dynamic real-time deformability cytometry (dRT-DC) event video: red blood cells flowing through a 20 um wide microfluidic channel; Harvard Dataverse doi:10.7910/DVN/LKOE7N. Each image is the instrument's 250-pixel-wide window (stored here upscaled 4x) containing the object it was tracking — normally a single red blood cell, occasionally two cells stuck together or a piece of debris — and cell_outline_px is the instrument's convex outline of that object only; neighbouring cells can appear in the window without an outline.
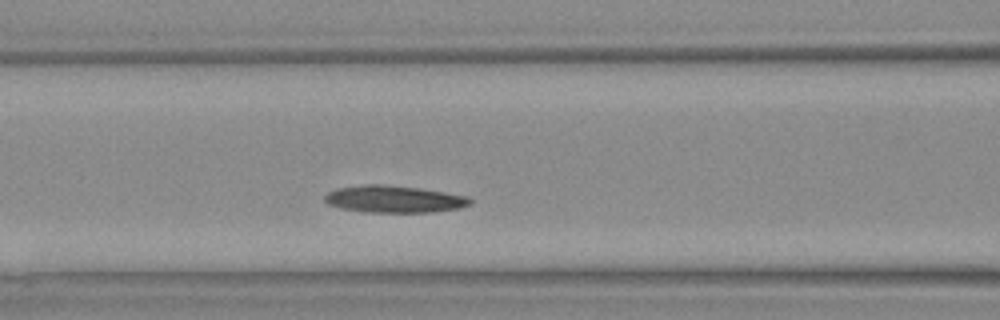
{"species": "Egyptian fruit bat (a non-hibernating species)", "species_latin": "Rousettus aegyptiacus", "temperature_condition": "warm", "stored_images_in_passage": 25, "camera_frame_rate_fps": 3000, "um_per_image_px": 0.085, "animal": {"sex": "female"}, "frame": {"image": 1, "passage_image": 8, "time_ms": 2.333, "image_size_px": [1000, 320], "cell_outline_px": [[472, 204], [460, 208], [432, 212], [364, 212], [340, 208], [328, 204], [324, 200], [324, 196], [328, 192], [336, 188], [368, 184], [380, 184], [420, 188], [468, 196], [472, 200]], "centroid_in_image_um": [33.5, 16.93], "position_along_channel_um": 133.1, "area_um2": 23.0}}